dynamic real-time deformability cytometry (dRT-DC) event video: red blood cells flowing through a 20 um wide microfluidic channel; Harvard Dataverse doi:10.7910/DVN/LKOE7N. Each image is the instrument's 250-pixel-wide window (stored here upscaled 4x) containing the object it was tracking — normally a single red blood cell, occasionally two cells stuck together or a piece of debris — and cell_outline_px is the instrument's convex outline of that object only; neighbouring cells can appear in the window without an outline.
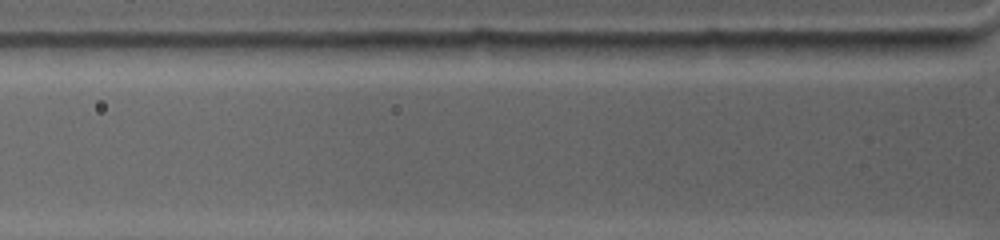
{"species": "common noctule bat (a hibernating species)", "species_latin": "Nyctalus noctula", "temperature_condition": "warm", "stored_images_in_passage": 3, "segment_of_instrument_passage": [2, 2], "camera_frame_rate_fps": 4500, "um_per_image_px": 0.085, "animal": {"sex": "female", "body_mass_g": 19.0, "forearm_length_mm": 53.3}, "frame": {"image": 1, "passage_image": 3, "time_ms": 0.444, "image_size_px": [1000, 240], "cell_outline_px": [[728, 44], [712, 56], [660, 60], [636, 60], [632, 56], [624, 44], [704, 40], [728, 40]], "centroid_in_image_um": [57.41, 4.22], "position_along_channel_um": 68.4, "area_um2": 11.33}}